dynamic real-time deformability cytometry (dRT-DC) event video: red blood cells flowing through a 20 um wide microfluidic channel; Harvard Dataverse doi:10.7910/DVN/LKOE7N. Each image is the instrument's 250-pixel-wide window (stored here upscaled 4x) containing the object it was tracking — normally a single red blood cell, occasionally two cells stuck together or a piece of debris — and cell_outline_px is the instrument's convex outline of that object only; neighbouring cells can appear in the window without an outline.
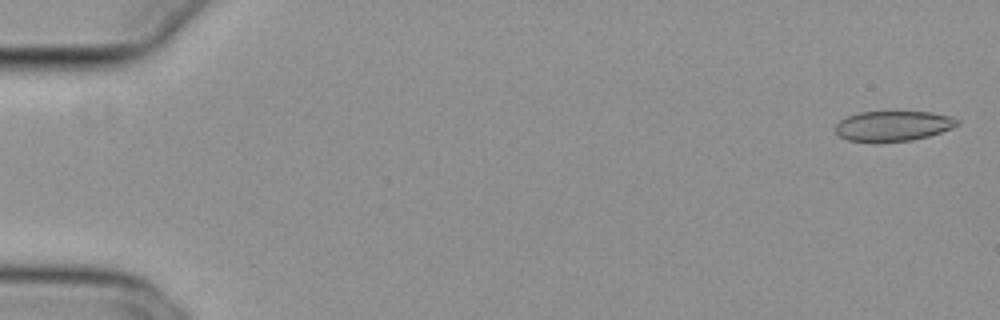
{"species": "common noctule bat (a hibernating species)", "species_latin": "Nyctalus noctula", "temperature_condition": "cold", "stored_images_in_passage": 55, "camera_frame_rate_fps": 3000, "um_per_image_px": 0.085, "animal": {"sex": "female", "body_mass_g": 29.2, "forearm_length_mm": 56.3}, "frame": {"image": 1, "passage_image": 2, "time_ms": 0.333, "image_size_px": [1000, 320], "cell_outline_px": [[960, 124], [952, 128], [928, 136], [912, 140], [848, 140], [840, 136], [836, 132], [836, 124], [840, 120], [848, 116], [860, 112], [932, 112], [952, 116], [960, 120]], "centroid_in_image_um": [75.98, 10.67], "position_along_channel_um": 9.0, "area_um2": 20.92}}
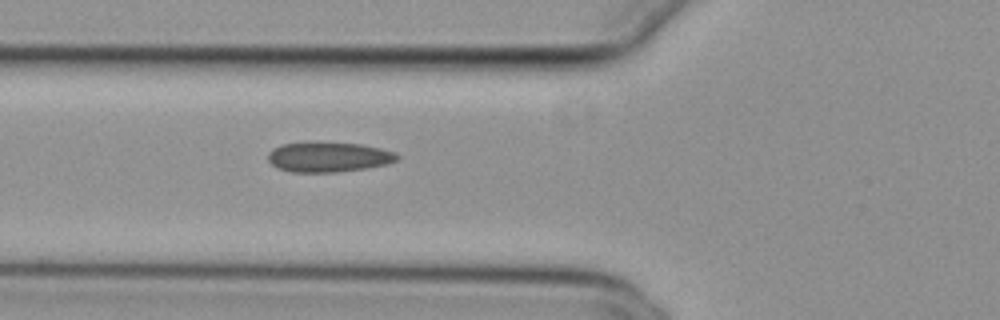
{"frame": {"image": 2, "passage_image": 21, "time_ms": 6.667, "image_size_px": [1000, 320], "cell_outline_px": [[400, 160], [388, 164], [368, 168], [336, 172], [292, 172], [276, 168], [268, 160], [268, 152], [272, 148], [280, 144], [360, 144], [380, 148], [396, 152], [400, 156]], "centroid_in_image_um": [27.97, 13.38], "position_along_channel_um": 97.8, "area_um2": 22.25}}
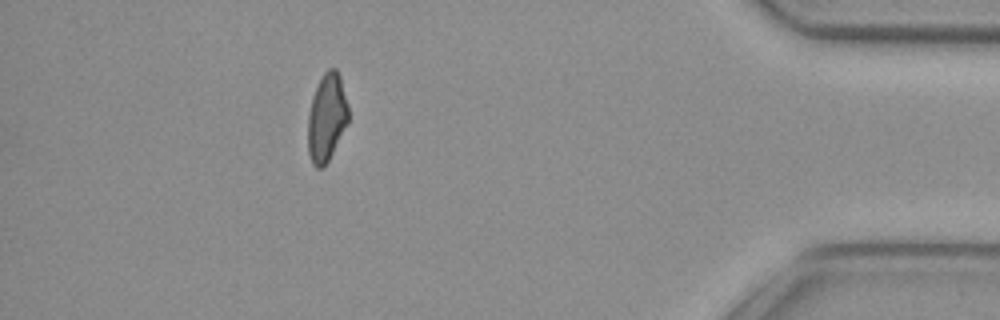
{"frame": {"image": 3, "passage_image": 49, "time_ms": 16.0, "image_size_px": [1000, 320], "cell_outline_px": [[348, 124], [324, 168], [316, 168], [312, 164], [308, 152], [308, 116], [312, 96], [324, 72], [328, 68], [336, 68], [340, 76], [348, 104]], "centroid_in_image_um": [27.77, 10.01], "position_along_channel_um": 407.4, "area_um2": 20.81}, "authors_computed_cell_mechanics": {"area_um2": 22.0796, "velocity_mm_per_s": 3.8434, "shape_relaxation_time_tau1_ms": 6.7092, "shape_relaxation_time_tau2_ms": 2.7912, "deformation_change_tau1": 0.1292, "deformation_change_tau2": 0.0812}}